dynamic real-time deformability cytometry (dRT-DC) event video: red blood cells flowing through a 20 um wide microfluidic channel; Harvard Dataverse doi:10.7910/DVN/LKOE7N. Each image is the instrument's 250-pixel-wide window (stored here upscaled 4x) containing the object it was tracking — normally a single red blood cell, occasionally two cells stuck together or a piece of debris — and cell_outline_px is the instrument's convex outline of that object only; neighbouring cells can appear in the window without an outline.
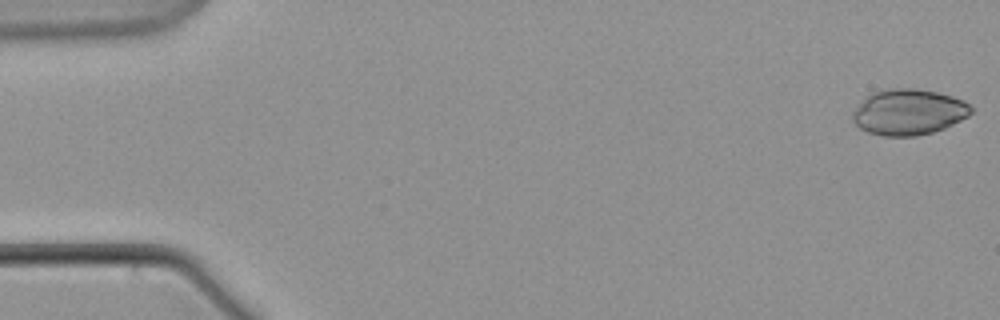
{"species": "common noctule bat (a hibernating species)", "species_latin": "Nyctalus noctula", "temperature_condition": "warm", "stored_images_in_passage": 60, "camera_frame_rate_fps": 3000, "um_per_image_px": 0.085, "animal": {"sex": "male", "body_mass_g": 21.5, "forearm_length_mm": 52.0}, "frame": {"image": 1, "passage_image": 1, "time_ms": 0.0, "image_size_px": [1000, 320], "cell_outline_px": [[972, 112], [968, 116], [944, 128], [932, 132], [916, 136], [884, 136], [868, 132], [860, 128], [852, 120], [852, 112], [872, 92], [888, 88], [916, 88], [936, 92], [952, 96], [964, 100], [972, 108]], "centroid_in_image_um": [77.23, 9.52], "position_along_channel_um": 7.8, "area_um2": 31.5}}
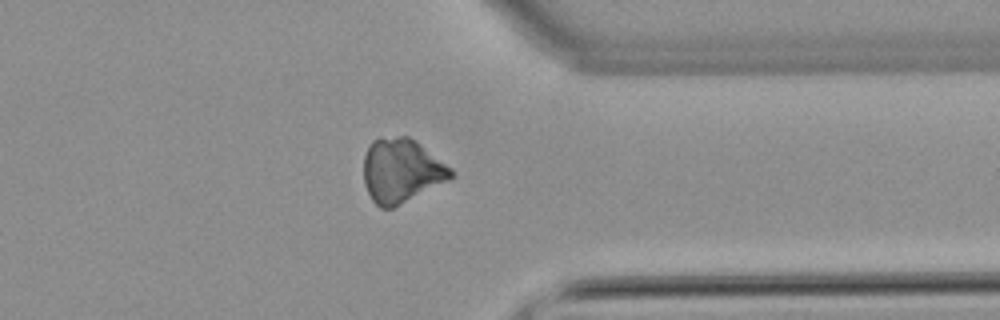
{"frame": {"image": 2, "passage_image": 47, "time_ms": 15.333, "image_size_px": [1000, 320], "cell_outline_px": [[456, 176], [452, 180], [392, 208], [380, 208], [372, 200], [364, 184], [364, 156], [372, 140], [380, 136], [408, 136], [416, 140], [452, 168]], "centroid_in_image_um": [34.16, 14.5], "position_along_channel_um": 377.2, "area_um2": 33.12}}
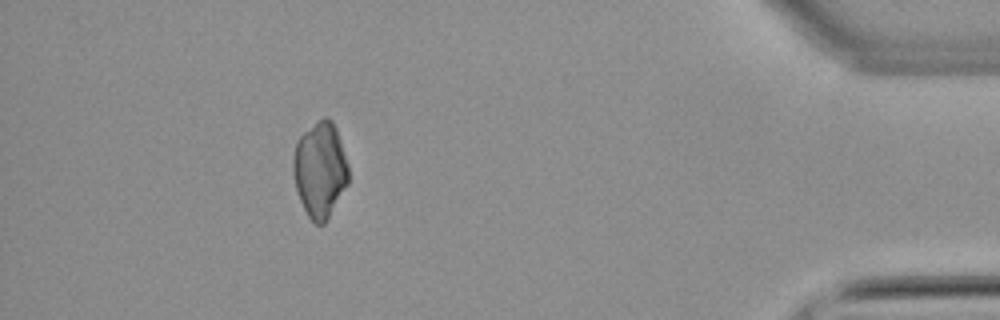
{"frame": {"image": 3, "passage_image": 54, "time_ms": 17.667, "image_size_px": [1000, 320], "cell_outline_px": [[348, 184], [324, 224], [316, 224], [308, 216], [300, 200], [296, 188], [292, 172], [292, 160], [296, 144], [300, 136], [316, 120], [324, 116], [328, 116], [332, 120], [336, 128], [348, 164]], "centroid_in_image_um": [27.19, 14.4], "position_along_channel_um": 408.0, "area_um2": 30.81}}